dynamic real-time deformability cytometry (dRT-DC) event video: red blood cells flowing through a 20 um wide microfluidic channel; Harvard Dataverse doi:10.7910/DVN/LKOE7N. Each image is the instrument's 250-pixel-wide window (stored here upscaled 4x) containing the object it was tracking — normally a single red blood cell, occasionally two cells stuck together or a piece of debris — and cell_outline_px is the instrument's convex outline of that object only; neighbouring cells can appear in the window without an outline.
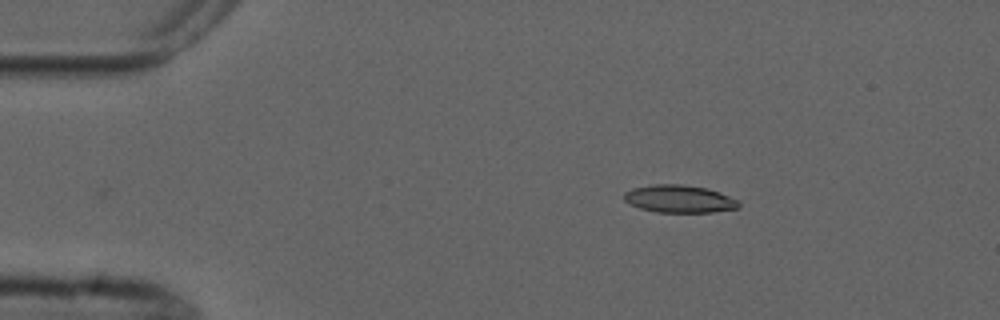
{"species": "common noctule bat (a hibernating species)", "species_latin": "Nyctalus noctula", "temperature_condition": "cold", "stored_images_in_passage": 2, "camera_frame_rate_fps": 3000, "um_per_image_px": 0.085, "animal": {"sex": "male", "forearm_length_mm": 52.5}, "frame": {"image": 1, "passage_image": 2, "time_ms": 1.333, "image_size_px": [1000, 320], "cell_outline_px": [[740, 208], [712, 212], [656, 212], [640, 208], [624, 200], [624, 192], [632, 188], [652, 184], [680, 184], [708, 188], [720, 192], [740, 200]], "centroid_in_image_um": [57.78, 16.9], "position_along_channel_um": 27.2, "area_um2": 18.61}}